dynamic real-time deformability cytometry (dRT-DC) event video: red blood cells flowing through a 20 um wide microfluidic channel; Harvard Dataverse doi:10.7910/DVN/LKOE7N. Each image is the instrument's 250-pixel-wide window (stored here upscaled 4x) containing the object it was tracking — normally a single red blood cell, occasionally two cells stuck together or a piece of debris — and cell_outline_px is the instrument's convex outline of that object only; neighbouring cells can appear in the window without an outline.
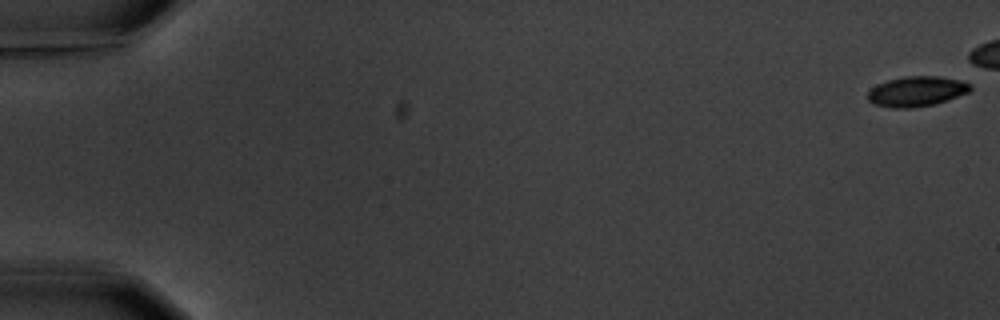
{"species": "common noctule bat (a hibernating species)", "species_latin": "Nyctalus noctula", "temperature_condition": "warm", "stored_images_in_passage": 7, "camera_frame_rate_fps": 3000, "um_per_image_px": 0.085, "animal": {"sex": "male", "body_mass_g": 20.1, "forearm_length_mm": 53.5}, "frame": {"image": 1, "passage_image": 1, "time_ms": 0.0, "image_size_px": [1000, 320], "cell_outline_px": [[972, 88], [968, 92], [948, 100], [932, 104], [912, 108], [892, 108], [872, 104], [868, 100], [868, 92], [876, 84], [888, 80], [904, 76], [940, 76], [960, 80], [972, 84]], "centroid_in_image_um": [77.9, 7.76], "position_along_channel_um": 7.1, "area_um2": 18.09}}
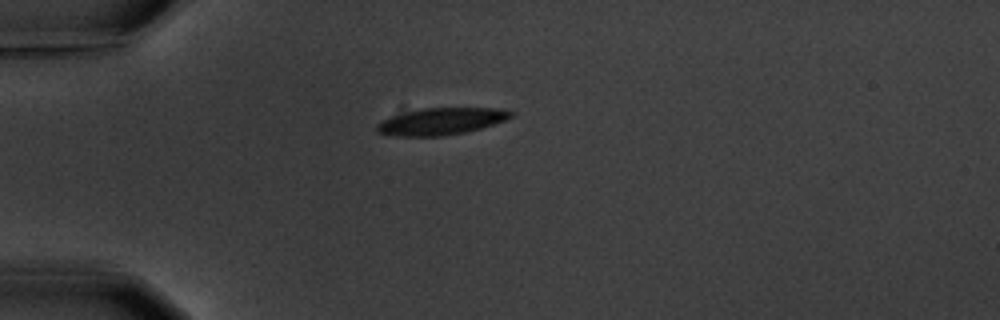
{"frame": {"image": 2, "passage_image": 7, "time_ms": 7.0, "image_size_px": [1000, 320], "cell_outline_px": [[516, 112], [512, 116], [504, 120], [480, 128], [464, 132], [440, 136], [392, 136], [380, 132], [376, 128], [376, 124], [380, 120], [388, 116], [420, 108], [504, 108]], "centroid_in_image_um": [37.47, 10.3], "position_along_channel_um": 47.5, "area_um2": 21.1}}